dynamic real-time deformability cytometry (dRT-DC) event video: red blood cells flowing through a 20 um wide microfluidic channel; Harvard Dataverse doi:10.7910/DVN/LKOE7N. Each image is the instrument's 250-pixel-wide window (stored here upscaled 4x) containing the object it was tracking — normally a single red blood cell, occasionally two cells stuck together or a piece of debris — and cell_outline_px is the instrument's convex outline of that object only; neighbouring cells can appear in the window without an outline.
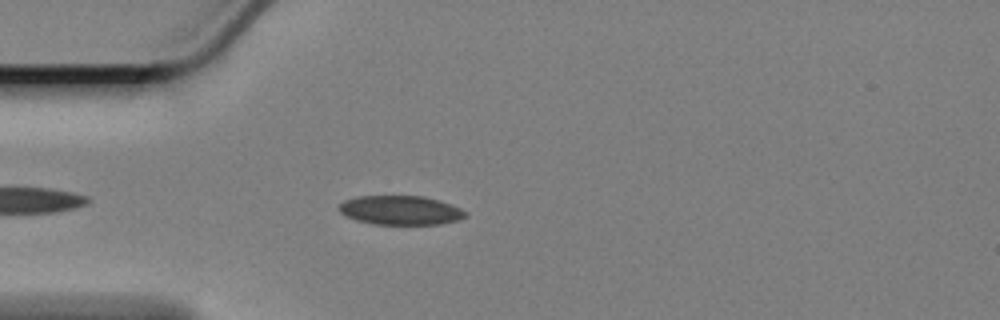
{"species": "Egyptian fruit bat (a non-hibernating species)", "species_latin": "Rousettus aegyptiacus", "temperature_condition": "cold", "stored_images_in_passage": 25, "camera_frame_rate_fps": 3000, "um_per_image_px": 0.085, "animal": {"sex": "female"}, "frame": {"image": 1, "passage_image": 5, "time_ms": 1.333, "image_size_px": [1000, 320], "cell_outline_px": [[468, 216], [456, 220], [440, 224], [372, 224], [356, 220], [344, 216], [340, 212], [340, 204], [344, 200], [356, 196], [424, 196], [440, 200], [452, 204], [468, 212]], "centroid_in_image_um": [34.05, 17.86], "position_along_channel_um": 50.9, "area_um2": 21.62}}
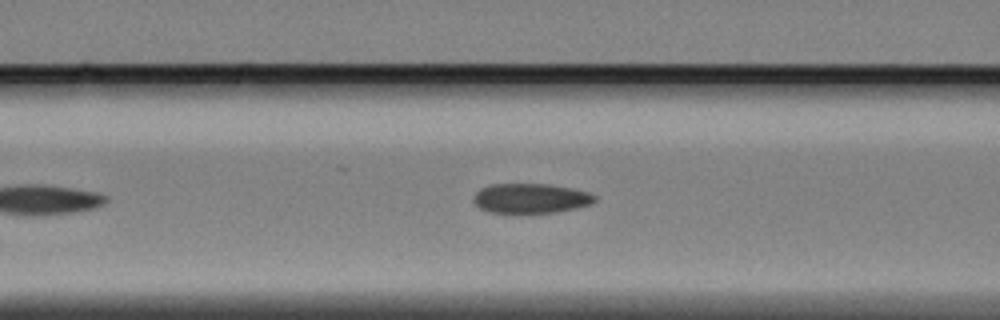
{"frame": {"image": 2, "passage_image": 12, "time_ms": 3.667, "image_size_px": [1000, 320], "cell_outline_px": [[596, 200], [592, 204], [576, 208], [556, 212], [488, 212], [480, 208], [472, 200], [476, 192], [480, 188], [492, 184], [548, 184], [588, 192], [596, 196]], "centroid_in_image_um": [45.1, 16.85], "position_along_channel_um": 121.5, "area_um2": 20.81}}
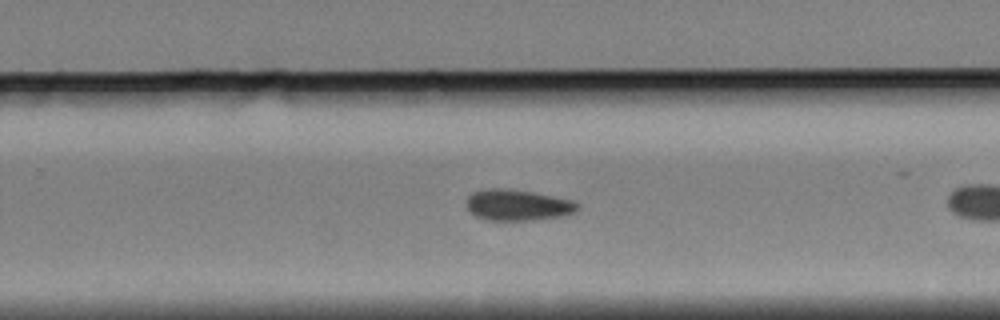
{"frame": {"image": 3, "passage_image": 23, "time_ms": 7.333, "image_size_px": [1000, 320], "cell_outline_px": [[580, 208], [576, 212], [564, 216], [532, 220], [484, 220], [468, 212], [468, 196], [472, 192], [492, 188], [508, 188], [532, 192], [576, 200], [580, 204]], "centroid_in_image_um": [44.06, 17.43], "position_along_channel_um": 285.7, "area_um2": 20.4}}